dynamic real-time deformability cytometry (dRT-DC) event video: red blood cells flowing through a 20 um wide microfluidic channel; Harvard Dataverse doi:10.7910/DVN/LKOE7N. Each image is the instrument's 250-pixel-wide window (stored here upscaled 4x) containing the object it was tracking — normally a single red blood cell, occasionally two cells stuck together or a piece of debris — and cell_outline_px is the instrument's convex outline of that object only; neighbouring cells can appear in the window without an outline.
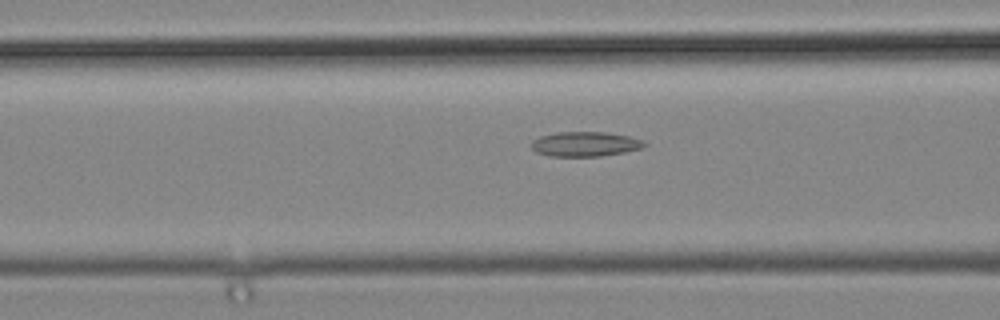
{"species": "common noctule bat (a hibernating species)", "species_latin": "Nyctalus noctula", "temperature_condition": "cold", "stored_images_in_passage": 36, "camera_frame_rate_fps": 3000, "um_per_image_px": 0.085, "animal": {"sex": "male", "body_mass_g": 19.2, "forearm_length_mm": 51.8}, "frame": {"image": 1, "passage_image": 9, "time_ms": 2.667, "image_size_px": [1000, 320], "cell_outline_px": [[648, 144], [644, 148], [624, 152], [600, 156], [548, 156], [536, 152], [532, 148], [532, 140], [540, 136], [556, 132], [604, 132], [628, 136], [644, 140]], "centroid_in_image_um": [49.76, 12.24], "position_along_channel_um": 116.8, "area_um2": 16.36}}
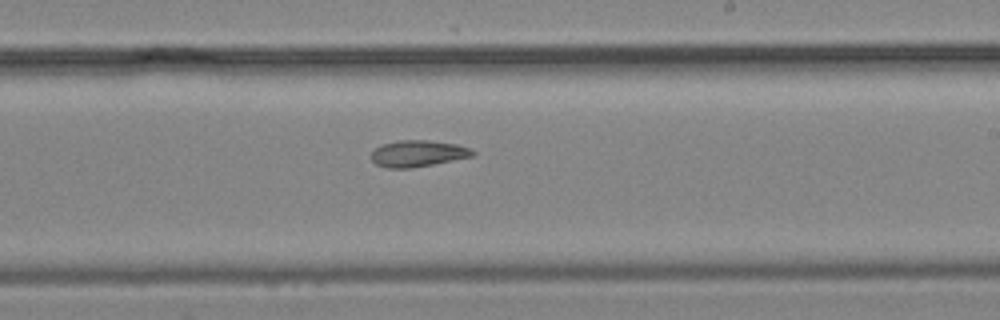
{"frame": {"image": 2, "passage_image": 19, "time_ms": 6.0, "image_size_px": [1000, 320], "cell_outline_px": [[476, 152], [472, 156], [412, 168], [384, 168], [376, 164], [372, 160], [372, 152], [380, 144], [400, 140], [428, 140], [456, 144], [468, 148]], "centroid_in_image_um": [35.47, 13.05], "position_along_channel_um": 253.5, "area_um2": 15.49}}
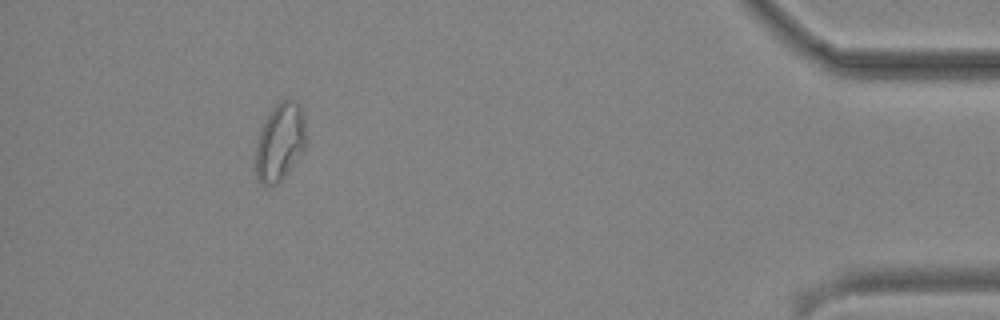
{"frame": {"image": 3, "passage_image": 35, "time_ms": 11.333, "image_size_px": [1000, 320], "cell_outline_px": [[308, 140], [304, 148], [280, 180], [272, 184], [260, 184], [256, 176], [256, 144], [260, 132], [272, 108], [280, 100], [292, 100], [300, 104], [304, 116]], "centroid_in_image_um": [23.82, 12.02], "position_along_channel_um": 411.4, "area_um2": 22.43}}